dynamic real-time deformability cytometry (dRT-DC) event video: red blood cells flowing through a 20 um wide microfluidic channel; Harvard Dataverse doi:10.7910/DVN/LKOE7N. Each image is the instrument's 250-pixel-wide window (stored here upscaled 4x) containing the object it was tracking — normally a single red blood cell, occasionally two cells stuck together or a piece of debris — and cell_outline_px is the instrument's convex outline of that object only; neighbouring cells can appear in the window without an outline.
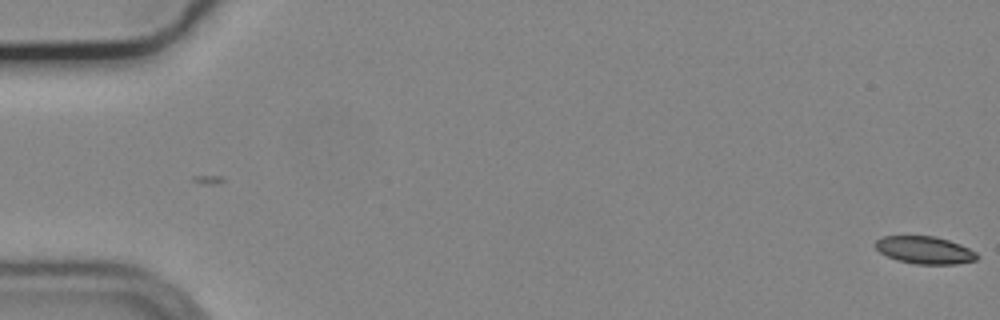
{"species": "common noctule bat (a hibernating species)", "species_latin": "Nyctalus noctula", "temperature_condition": "cold", "stored_images_in_passage": 7, "camera_frame_rate_fps": 3000, "um_per_image_px": 0.085, "animal": {"sex": "male", "body_mass_g": 19.2, "forearm_length_mm": 51.8}, "frame": {"image": 1, "passage_image": 1, "time_ms": 0.0, "image_size_px": [1000, 320], "cell_outline_px": [[980, 256], [976, 260], [956, 264], [916, 264], [896, 260], [880, 252], [876, 248], [876, 240], [880, 236], [936, 236], [960, 244], [976, 252]], "centroid_in_image_um": [78.61, 21.26], "position_along_channel_um": 6.4, "area_um2": 16.3}}